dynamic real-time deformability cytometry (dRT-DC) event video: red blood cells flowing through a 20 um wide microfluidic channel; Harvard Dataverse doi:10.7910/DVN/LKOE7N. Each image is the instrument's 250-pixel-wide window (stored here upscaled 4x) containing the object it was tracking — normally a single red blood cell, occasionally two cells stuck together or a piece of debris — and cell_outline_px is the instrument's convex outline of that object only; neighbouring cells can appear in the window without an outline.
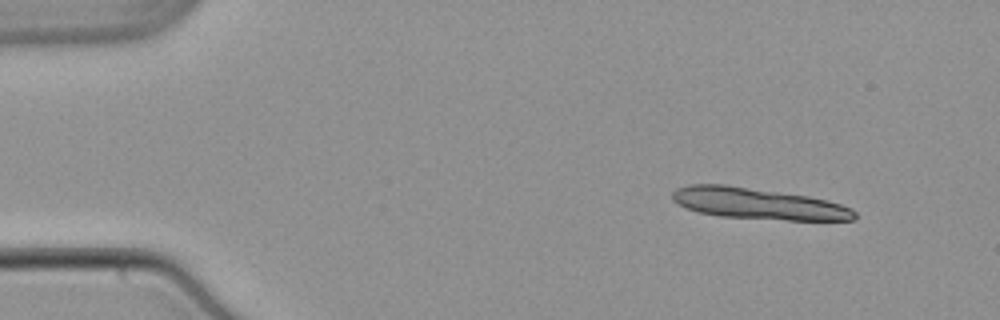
{"species": "common noctule bat (a hibernating species)", "species_latin": "Nyctalus noctula", "temperature_condition": "warm", "stored_images_in_passage": 9, "camera_frame_rate_fps": 3000, "um_per_image_px": 0.085, "animal": {"sex": "male", "body_mass_g": 21.5, "forearm_length_mm": 52.0}, "frame": {"image": 1, "passage_image": 1, "time_ms": 0.0, "image_size_px": [1000, 320], "cell_outline_px": [[856, 216], [852, 220], [788, 220], [720, 216], [700, 212], [688, 208], [672, 200], [672, 192], [676, 188], [688, 184], [724, 184], [808, 196], [840, 204], [852, 208], [856, 212]], "centroid_in_image_um": [64.43, 17.3], "position_along_channel_um": 20.6, "area_um2": 32.89}}